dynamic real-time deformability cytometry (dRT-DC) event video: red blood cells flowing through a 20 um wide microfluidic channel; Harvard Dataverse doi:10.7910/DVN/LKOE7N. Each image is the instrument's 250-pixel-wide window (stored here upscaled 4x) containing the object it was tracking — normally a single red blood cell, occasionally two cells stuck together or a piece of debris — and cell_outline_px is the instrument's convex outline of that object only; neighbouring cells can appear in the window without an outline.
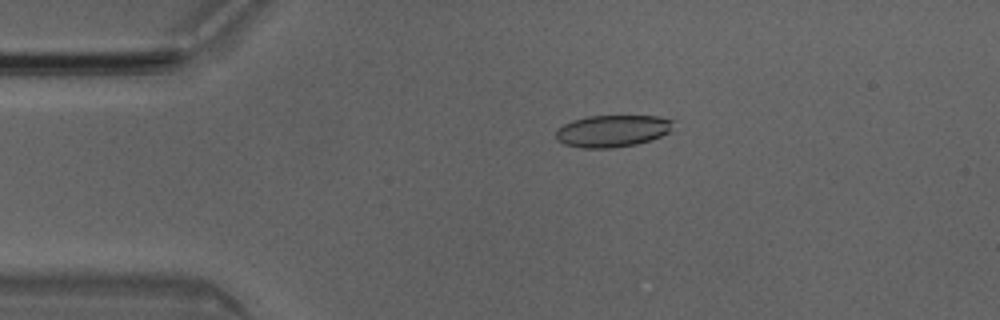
{"species": "Egyptian fruit bat (a non-hibernating species)", "species_latin": "Rousettus aegyptiacus", "temperature_condition": "room temperature", "stored_images_in_passage": 14, "camera_frame_rate_fps": 3000, "um_per_image_px": 0.085, "animal": {"sex": "male"}, "frame": {"image": 1, "passage_image": 10, "time_ms": 3.0, "image_size_px": [1000, 320], "cell_outline_px": [[676, 120], [668, 132], [660, 136], [636, 144], [612, 148], [580, 148], [564, 144], [556, 140], [556, 128], [572, 120], [588, 116], [660, 116]], "centroid_in_image_um": [52.03, 11.12], "position_along_channel_um": 33.0, "area_um2": 21.96}}